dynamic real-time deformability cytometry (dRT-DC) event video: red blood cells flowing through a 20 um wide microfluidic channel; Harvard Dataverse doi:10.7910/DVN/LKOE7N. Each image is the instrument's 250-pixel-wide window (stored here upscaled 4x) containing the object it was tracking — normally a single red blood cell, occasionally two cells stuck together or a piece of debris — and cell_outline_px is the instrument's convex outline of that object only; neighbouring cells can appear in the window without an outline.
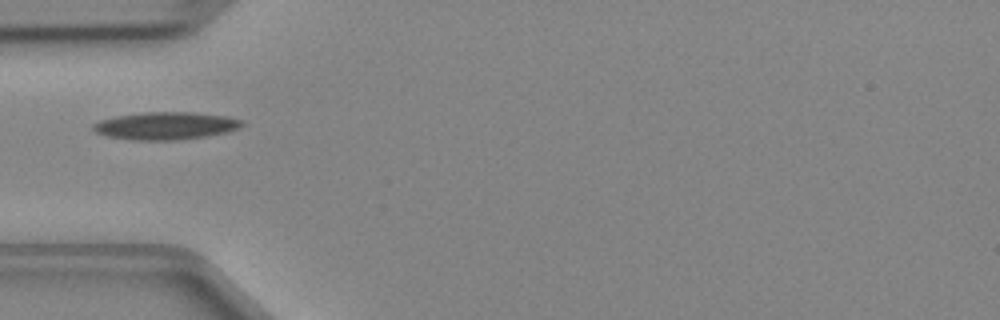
{"species": "Egyptian fruit bat (a non-hibernating species)", "species_latin": "Rousettus aegyptiacus", "temperature_condition": "cold", "stored_images_in_passage": 18, "camera_frame_rate_fps": 3000, "um_per_image_px": 0.085, "animal": {"sex": "female"}, "frame": {"image": 1, "passage_image": 1, "time_ms": 0.0, "image_size_px": [1000, 320], "cell_outline_px": [[244, 124], [240, 128], [228, 132], [208, 136], [180, 140], [132, 140], [108, 136], [96, 132], [92, 128], [92, 124], [100, 120], [116, 116], [144, 112], [192, 112], [228, 116], [244, 120]], "centroid_in_image_um": [14.13, 10.69], "position_along_channel_um": 70.9, "area_um2": 24.16}}
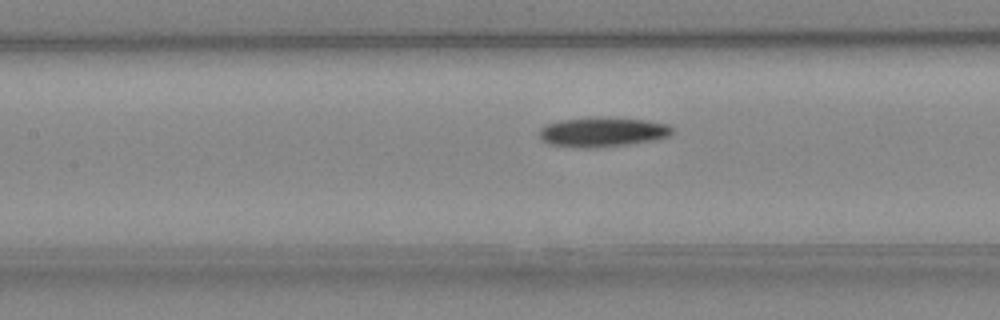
{"frame": {"image": 2, "passage_image": 7, "time_ms": 2.0, "image_size_px": [1000, 320], "cell_outline_px": [[676, 128], [668, 136], [656, 140], [632, 144], [592, 148], [580, 148], [552, 144], [544, 140], [540, 136], [540, 128], [544, 124], [560, 120], [600, 116], [644, 120], [668, 124]], "centroid_in_image_um": [51.25, 11.21], "position_along_channel_um": 156.1, "area_um2": 23.18}}
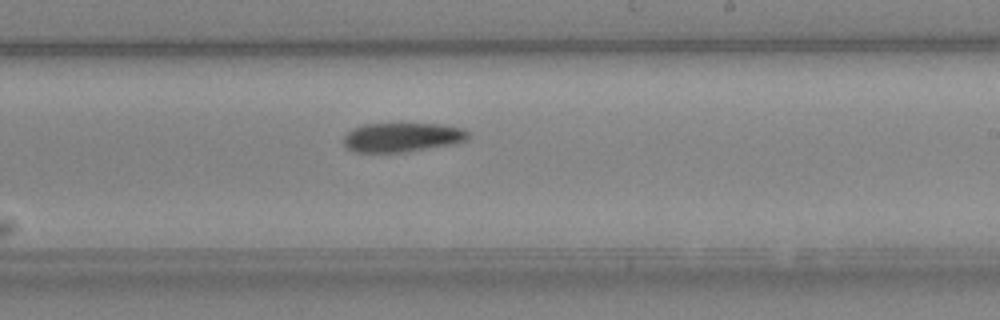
{"frame": {"image": 3, "passage_image": 14, "time_ms": 4.333, "image_size_px": [1000, 320], "cell_outline_px": [[472, 136], [456, 144], [404, 152], [352, 152], [344, 148], [344, 136], [352, 128], [364, 124], [440, 124], [464, 128]], "centroid_in_image_um": [34.18, 11.68], "position_along_channel_um": 254.8, "area_um2": 21.44}}